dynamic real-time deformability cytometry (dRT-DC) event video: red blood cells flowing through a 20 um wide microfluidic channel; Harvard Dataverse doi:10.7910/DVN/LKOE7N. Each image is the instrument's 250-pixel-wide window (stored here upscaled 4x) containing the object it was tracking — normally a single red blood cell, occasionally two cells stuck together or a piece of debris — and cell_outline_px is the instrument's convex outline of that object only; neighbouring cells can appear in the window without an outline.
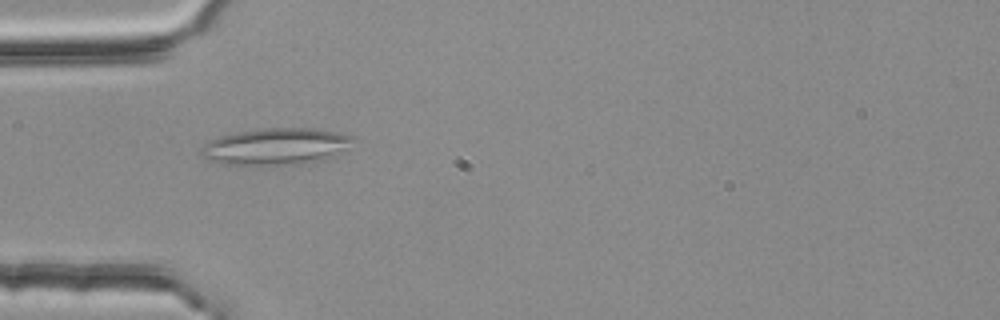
{"species": "common noctule bat (a hibernating species)", "species_latin": "Nyctalus noctula", "temperature_condition": "room temperature", "stored_images_in_passage": 1, "camera_frame_rate_fps": 3000, "um_per_image_px": 0.085, "animal": {"sex": "female", "body_mass_g": 25.1}, "frame": {"image": 1, "passage_image": 1, "time_ms": 0.0, "image_size_px": [1000, 320], "cell_outline_px": [[356, 136], [348, 152], [324, 160], [296, 164], [224, 164], [212, 160], [204, 156], [200, 152], [204, 144], [220, 136], [236, 132], [264, 128], [312, 128], [336, 132]], "centroid_in_image_um": [23.58, 12.44], "position_along_channel_um": 61.4, "area_um2": 32.54}}